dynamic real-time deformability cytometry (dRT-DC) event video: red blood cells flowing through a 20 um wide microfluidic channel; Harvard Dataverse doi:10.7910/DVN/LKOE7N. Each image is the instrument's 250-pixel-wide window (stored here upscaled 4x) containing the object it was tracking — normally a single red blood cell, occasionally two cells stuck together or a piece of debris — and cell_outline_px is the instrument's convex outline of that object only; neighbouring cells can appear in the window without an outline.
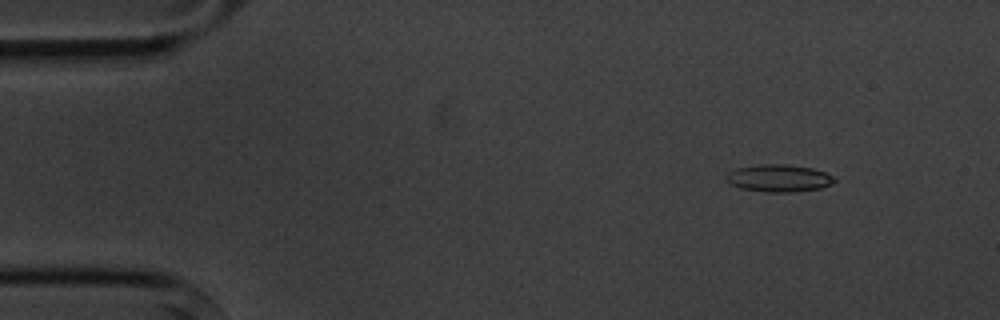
{"species": "common noctule bat (a hibernating species)", "species_latin": "Nyctalus noctula", "temperature_condition": "cold", "stored_images_in_passage": 4, "camera_frame_rate_fps": 3000, "um_per_image_px": 0.085, "animal": {"sex": "male", "body_mass_g": 20.1, "forearm_length_mm": 53.5}, "frame": {"image": 1, "passage_image": 2, "time_ms": 1.333, "image_size_px": [1000, 320], "cell_outline_px": [[836, 180], [832, 184], [820, 188], [796, 192], [768, 192], [740, 188], [724, 180], [724, 176], [728, 172], [736, 168], [756, 164], [784, 164], [812, 168], [824, 172], [832, 176]], "centroid_in_image_um": [66.16, 15.14], "position_along_channel_um": 18.8, "area_um2": 17.34}}
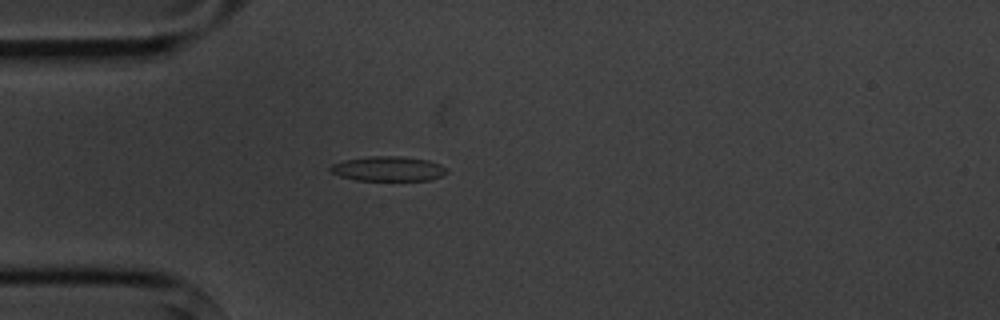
{"frame": {"image": 2, "passage_image": 4, "time_ms": 4.333, "image_size_px": [1000, 320], "cell_outline_px": [[448, 172], [432, 180], [356, 180], [340, 176], [332, 172], [328, 168], [332, 164], [344, 160], [368, 156], [400, 156], [428, 160], [440, 164], [448, 168]], "centroid_in_image_um": [33.01, 14.34], "position_along_channel_um": 52.0, "area_um2": 16.82}}